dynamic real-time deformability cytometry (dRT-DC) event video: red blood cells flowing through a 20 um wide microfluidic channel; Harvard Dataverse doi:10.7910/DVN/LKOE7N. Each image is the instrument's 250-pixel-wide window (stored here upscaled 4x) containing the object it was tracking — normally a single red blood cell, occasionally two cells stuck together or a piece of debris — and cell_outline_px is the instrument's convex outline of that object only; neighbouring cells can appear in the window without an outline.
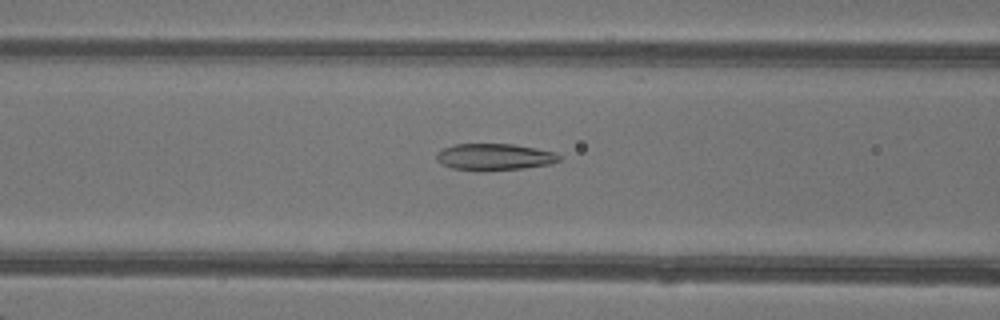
{"species": "common noctule bat (a hibernating species)", "species_latin": "Nyctalus noctula", "temperature_condition": "warm", "stored_images_in_passage": 35, "camera_frame_rate_fps": 3000, "um_per_image_px": 0.085, "animal": {"sex": "female"}, "frame": {"image": 1, "passage_image": 11, "time_ms": 3.333, "image_size_px": [1000, 320], "cell_outline_px": [[560, 160], [552, 164], [524, 168], [484, 172], [452, 168], [440, 164], [436, 160], [436, 152], [444, 148], [456, 144], [512, 144], [536, 148], [556, 152], [560, 156]], "centroid_in_image_um": [42.02, 13.35], "position_along_channel_um": 124.6, "area_um2": 19.42}}
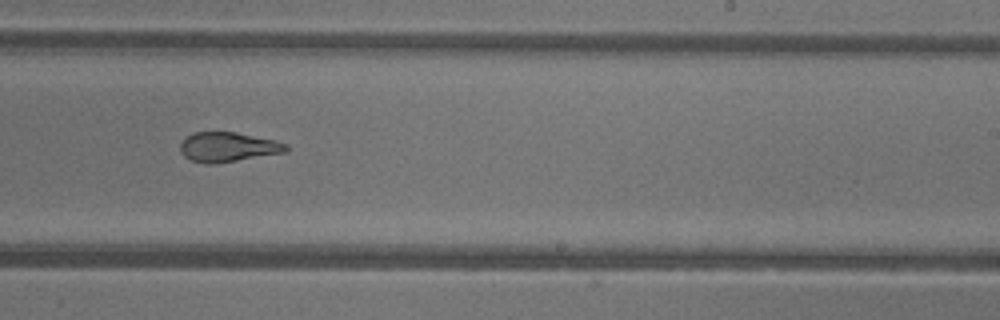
{"frame": {"image": 2, "passage_image": 21, "time_ms": 6.667, "image_size_px": [1000, 320], "cell_outline_px": [[288, 152], [216, 164], [208, 164], [192, 160], [184, 156], [180, 152], [180, 144], [192, 132], [236, 132], [276, 140], [288, 144]], "centroid_in_image_um": [19.41, 12.5], "position_along_channel_um": 269.6, "area_um2": 18.44}}
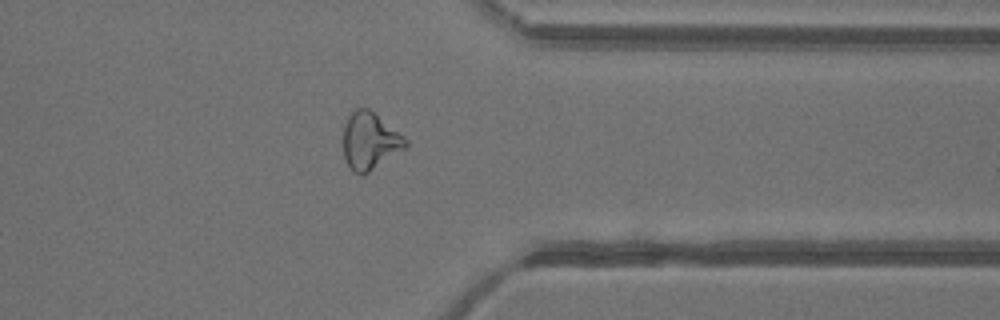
{"frame": {"image": 3, "passage_image": 29, "time_ms": 9.333, "image_size_px": [1000, 320], "cell_outline_px": [[408, 144], [404, 148], [364, 176], [352, 172], [344, 156], [344, 124], [348, 116], [356, 108], [368, 108], [404, 136], [408, 140]], "centroid_in_image_um": [31.42, 12.0], "position_along_channel_um": 380.0, "area_um2": 20.58}, "authors_computed_cell_mechanics": {"area_um2": 20.1722, "velocity_mm_per_s": 4.3601, "shape_relaxation_time_tau1_ms": 6.0819, "shape_relaxation_time_tau2_ms": 1.8446, "deformation_change_tau1": 0.2126, "deformation_change_tau2": 0.1151}}